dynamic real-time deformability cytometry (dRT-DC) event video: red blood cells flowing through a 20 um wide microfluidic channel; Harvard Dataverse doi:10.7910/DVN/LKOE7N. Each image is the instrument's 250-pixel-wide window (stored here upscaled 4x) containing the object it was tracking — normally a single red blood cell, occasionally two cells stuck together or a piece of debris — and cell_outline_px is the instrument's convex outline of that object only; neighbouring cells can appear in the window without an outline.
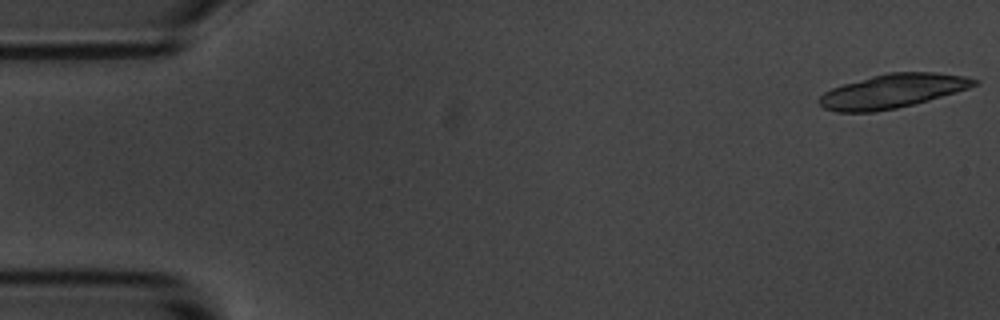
{"species": "common noctule bat (a hibernating species)", "species_latin": "Nyctalus noctula", "temperature_condition": "room temperature", "stored_images_in_passage": 6, "camera_frame_rate_fps": 3000, "um_per_image_px": 0.085, "animal": {"sex": "male", "body_mass_g": 20.1, "forearm_length_mm": 53.5}, "frame": {"image": 1, "passage_image": 1, "time_ms": 0.0, "image_size_px": [1000, 320], "cell_outline_px": [[980, 84], [956, 92], [928, 100], [896, 108], [872, 112], [836, 112], [824, 108], [816, 100], [824, 92], [832, 88], [844, 84], [872, 76], [888, 72], [936, 72], [964, 76], [980, 80]], "centroid_in_image_um": [75.87, 7.74], "position_along_channel_um": 9.1, "area_um2": 30.58}}
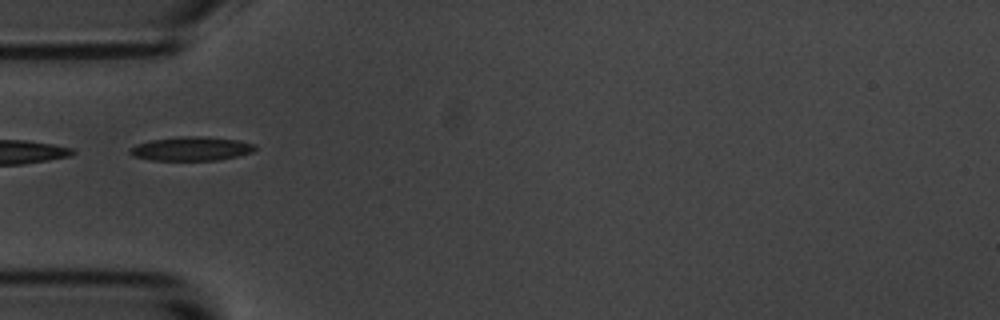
{"frame": {"image": 2, "passage_image": 6, "time_ms": 5.667, "image_size_px": [1000, 320], "cell_outline_px": [[256, 148], [252, 152], [240, 156], [220, 160], [152, 160], [132, 156], [128, 152], [128, 148], [136, 144], [152, 140], [180, 136], [204, 136], [236, 140], [256, 144]], "centroid_in_image_um": [16.25, 12.64], "position_along_channel_um": 68.7, "area_um2": 17.63}}